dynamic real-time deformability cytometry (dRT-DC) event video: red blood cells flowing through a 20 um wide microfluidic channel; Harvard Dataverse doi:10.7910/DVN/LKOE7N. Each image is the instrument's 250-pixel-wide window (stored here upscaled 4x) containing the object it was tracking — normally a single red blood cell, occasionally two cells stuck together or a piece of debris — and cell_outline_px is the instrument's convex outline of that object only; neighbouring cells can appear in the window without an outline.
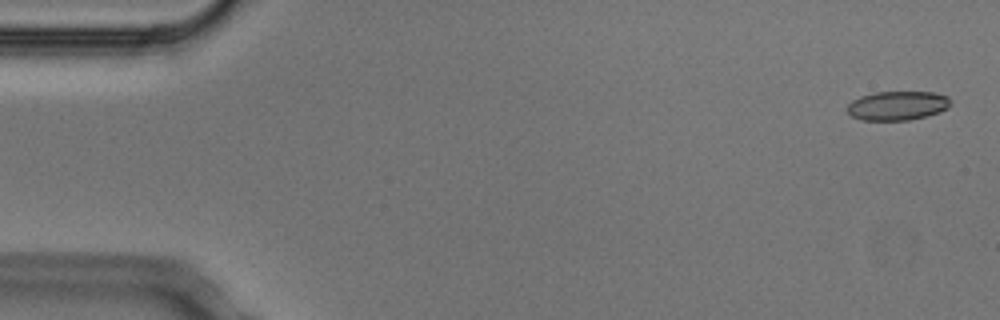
{"species": "Egyptian fruit bat (a non-hibernating species)", "species_latin": "Rousettus aegyptiacus", "temperature_condition": "cold", "stored_images_in_passage": 4, "camera_frame_rate_fps": 3000, "um_per_image_px": 0.085, "animal": {"sex": "male"}, "frame": {"image": 1, "passage_image": 1, "time_ms": 0.0, "image_size_px": [1000, 320], "cell_outline_px": [[952, 100], [948, 108], [940, 112], [908, 120], [860, 120], [852, 116], [848, 112], [848, 104], [852, 100], [860, 96], [876, 92], [932, 92], [948, 96]], "centroid_in_image_um": [76.29, 8.97], "position_along_channel_um": 8.7, "area_um2": 17.51}}
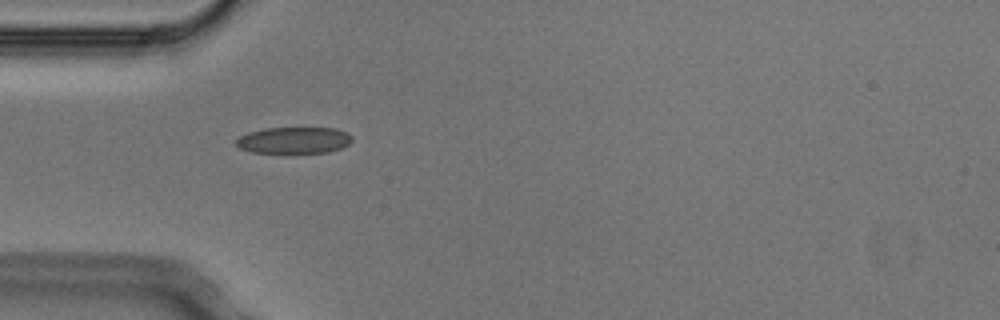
{"frame": {"image": 2, "passage_image": 4, "time_ms": 1.0, "image_size_px": [1000, 320], "cell_outline_px": [[352, 140], [348, 144], [340, 148], [328, 152], [252, 152], [240, 148], [236, 144], [236, 140], [240, 136], [248, 132], [264, 128], [336, 128], [348, 132], [352, 136]], "centroid_in_image_um": [25.0, 11.9], "position_along_channel_um": 60.0, "area_um2": 17.74}}